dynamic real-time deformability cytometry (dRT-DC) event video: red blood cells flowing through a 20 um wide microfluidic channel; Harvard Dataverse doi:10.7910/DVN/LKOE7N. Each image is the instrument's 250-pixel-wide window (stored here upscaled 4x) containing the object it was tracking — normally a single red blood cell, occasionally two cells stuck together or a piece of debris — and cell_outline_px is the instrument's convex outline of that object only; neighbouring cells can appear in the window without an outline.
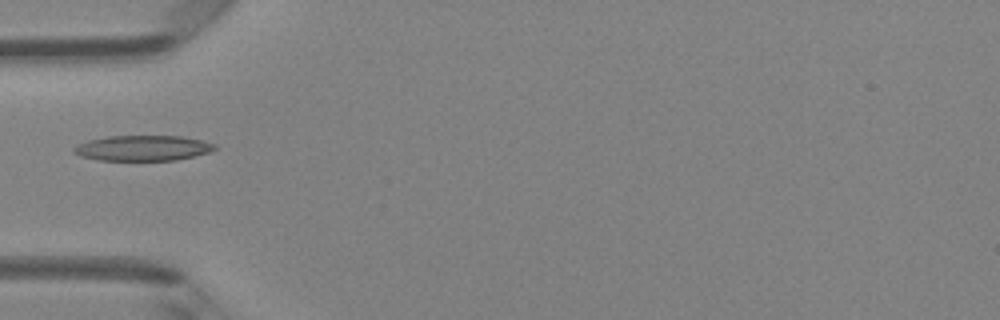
{"species": "Egyptian fruit bat (a non-hibernating species)", "species_latin": "Rousettus aegyptiacus", "temperature_condition": "room temperature", "stored_images_in_passage": 5, "camera_frame_rate_fps": 3000, "um_per_image_px": 0.085, "animal": {"sex": "female"}, "frame": {"image": 1, "passage_image": 3, "time_ms": 0.667, "image_size_px": [1000, 320], "cell_outline_px": [[216, 148], [208, 152], [176, 160], [100, 160], [80, 156], [72, 152], [72, 148], [76, 144], [88, 140], [108, 136], [180, 136], [204, 140], [216, 144]], "centroid_in_image_um": [12.1, 12.58], "position_along_channel_um": 72.9, "area_um2": 20.87}}
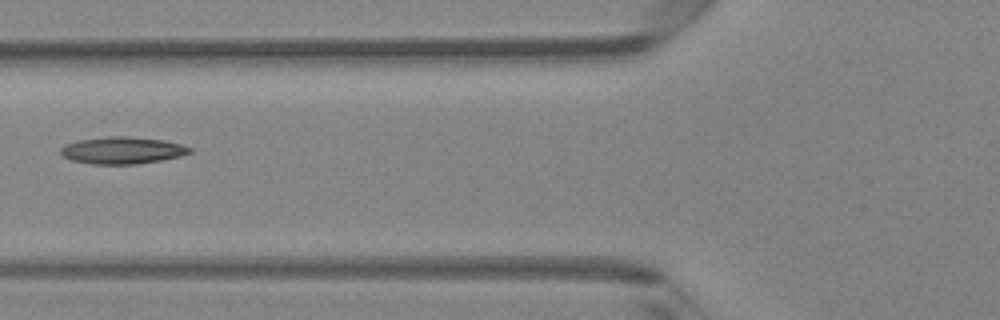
{"frame": {"image": 2, "passage_image": 4, "time_ms": 1.0, "image_size_px": [1000, 320], "cell_outline_px": [[192, 152], [180, 156], [160, 160], [136, 164], [92, 164], [72, 160], [64, 156], [60, 152], [60, 148], [64, 144], [76, 140], [108, 136], [124, 136], [164, 140], [180, 144], [192, 148]], "centroid_in_image_um": [10.37, 12.77], "position_along_channel_um": 115.4, "area_um2": 20.29}}
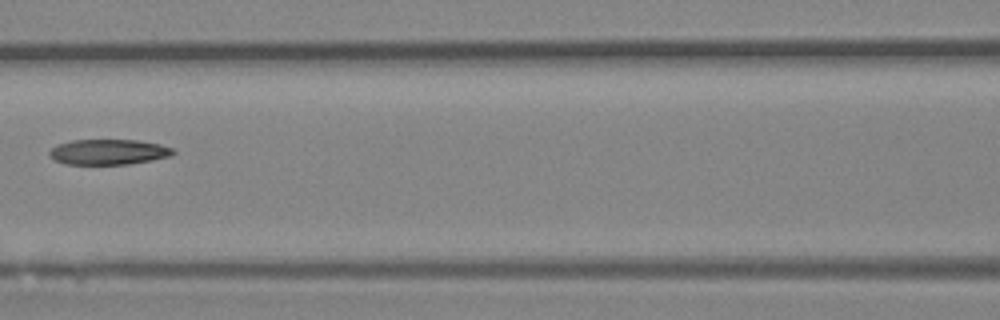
{"frame": {"image": 3, "passage_image": 5, "time_ms": 1.333, "image_size_px": [1000, 320], "cell_outline_px": [[176, 152], [172, 156], [152, 160], [128, 164], [64, 164], [56, 160], [48, 152], [56, 144], [72, 140], [136, 140], [160, 144], [172, 148]], "centroid_in_image_um": [9.24, 12.91], "position_along_channel_um": 157.4, "area_um2": 18.26}}